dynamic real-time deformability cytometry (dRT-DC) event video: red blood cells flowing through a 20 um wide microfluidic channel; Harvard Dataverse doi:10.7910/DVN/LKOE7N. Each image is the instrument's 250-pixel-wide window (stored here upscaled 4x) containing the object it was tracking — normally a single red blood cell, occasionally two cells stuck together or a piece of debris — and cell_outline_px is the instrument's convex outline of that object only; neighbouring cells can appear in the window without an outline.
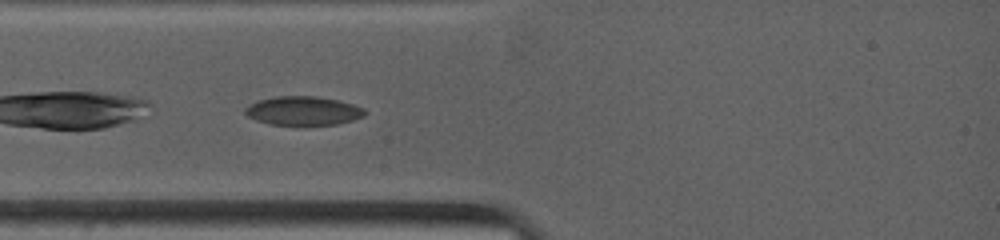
{"species": "common noctule bat (a hibernating species)", "species_latin": "Nyctalus noctula", "temperature_condition": "warm", "stored_images_in_passage": 1, "camera_frame_rate_fps": 4500, "um_per_image_px": 0.085, "animal": {"sex": "female", "body_mass_g": 19.0, "forearm_length_mm": 53.3}, "frame": {"image": 1, "passage_image": 1, "time_ms": 0.0, "image_size_px": [1000, 240], "cell_outline_px": [[368, 112], [364, 116], [352, 120], [336, 124], [268, 124], [256, 120], [248, 116], [244, 112], [244, 108], [256, 100], [276, 96], [316, 96], [340, 100], [364, 108]], "centroid_in_image_um": [25.77, 9.4], "position_along_channel_um": 59.2, "area_um2": 20.11}}